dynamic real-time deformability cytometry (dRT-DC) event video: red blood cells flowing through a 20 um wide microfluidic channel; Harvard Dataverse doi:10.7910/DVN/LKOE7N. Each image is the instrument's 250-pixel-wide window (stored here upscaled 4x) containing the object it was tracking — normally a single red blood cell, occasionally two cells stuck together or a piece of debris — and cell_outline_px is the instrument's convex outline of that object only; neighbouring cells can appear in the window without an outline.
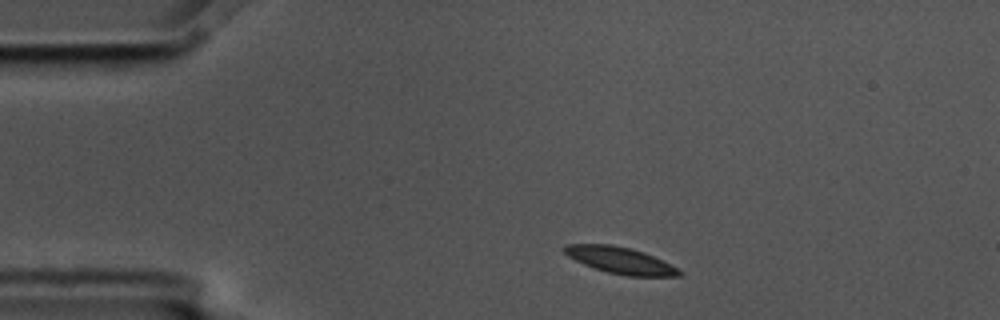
{"species": "common noctule bat (a hibernating species)", "species_latin": "Nyctalus noctula", "temperature_condition": "cold", "stored_images_in_passage": 3, "camera_frame_rate_fps": 3000, "um_per_image_px": 0.085, "animal": {"sex": "male", "body_mass_g": 17.5, "forearm_length_mm": 52.3}, "frame": {"image": 1, "passage_image": 1, "time_ms": 0.0, "image_size_px": [1000, 320], "cell_outline_px": [[684, 272], [680, 276], [628, 276], [608, 272], [584, 264], [568, 256], [560, 248], [564, 244], [612, 244], [632, 248], [644, 252]], "centroid_in_image_um": [52.68, 22.11], "position_along_channel_um": 32.3, "area_um2": 17.63}}
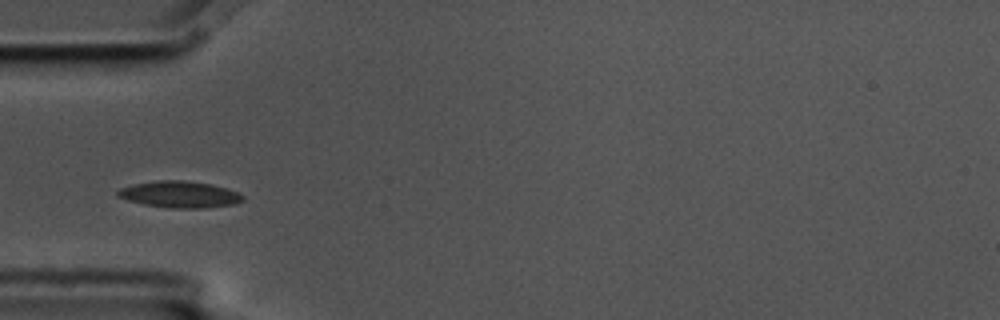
{"frame": {"image": 2, "passage_image": 3, "time_ms": 0.667, "image_size_px": [1000, 320], "cell_outline_px": [[244, 200], [236, 204], [204, 208], [168, 208], [144, 204], [128, 200], [116, 196], [116, 192], [120, 188], [136, 184], [160, 180], [180, 180], [212, 184], [228, 188], [240, 192], [244, 196]], "centroid_in_image_um": [15.33, 16.53], "position_along_channel_um": 69.7, "area_um2": 19.42}}